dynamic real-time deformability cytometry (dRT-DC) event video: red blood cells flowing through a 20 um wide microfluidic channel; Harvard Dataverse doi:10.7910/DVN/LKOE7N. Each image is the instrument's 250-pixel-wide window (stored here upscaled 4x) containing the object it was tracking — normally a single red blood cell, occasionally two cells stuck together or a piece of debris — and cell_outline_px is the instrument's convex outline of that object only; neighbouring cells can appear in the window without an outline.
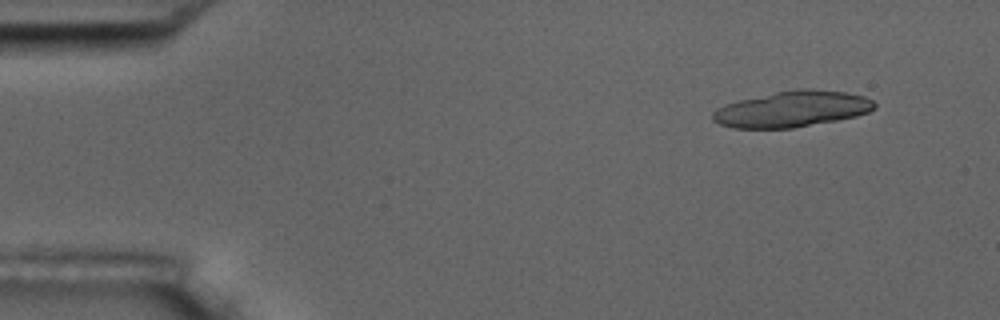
{"species": "common noctule bat (a hibernating species)", "species_latin": "Nyctalus noctula", "temperature_condition": "room temperature", "stored_images_in_passage": 4, "camera_frame_rate_fps": 3000, "um_per_image_px": 0.085, "animal": {"sex": "male", "body_mass_g": 17.5, "forearm_length_mm": 52.3}, "frame": {"image": 1, "passage_image": 1, "time_ms": 0.0, "image_size_px": [1000, 320], "cell_outline_px": [[876, 108], [868, 112], [856, 116], [836, 120], [792, 128], [732, 128], [720, 124], [712, 120], [712, 112], [716, 108], [724, 104], [740, 100], [776, 92], [796, 88], [808, 88], [844, 92], [864, 96], [872, 100], [876, 104]], "centroid_in_image_um": [67.31, 9.27], "position_along_channel_um": 17.7, "area_um2": 33.87}}